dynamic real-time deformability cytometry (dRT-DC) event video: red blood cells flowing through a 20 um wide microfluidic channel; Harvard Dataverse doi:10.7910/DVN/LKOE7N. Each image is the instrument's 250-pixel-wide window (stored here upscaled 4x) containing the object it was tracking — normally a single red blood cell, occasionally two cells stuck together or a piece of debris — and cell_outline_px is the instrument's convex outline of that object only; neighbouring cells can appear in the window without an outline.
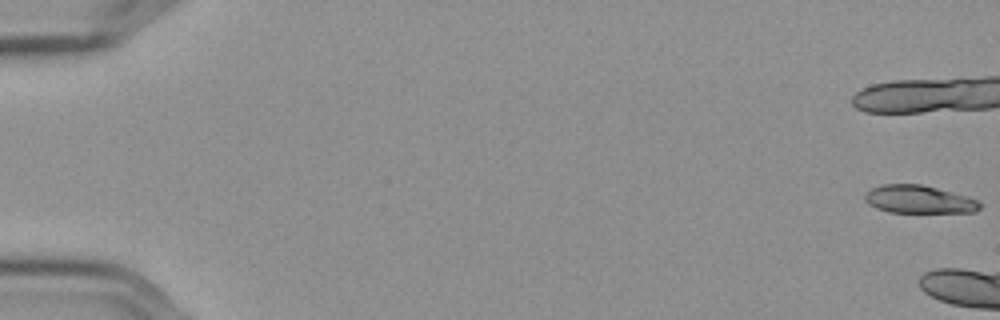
{"species": "Egyptian fruit bat (a non-hibernating species)", "species_latin": "Rousettus aegyptiacus", "temperature_condition": "cold", "stored_images_in_passage": 7, "camera_frame_rate_fps": 3000, "um_per_image_px": 0.085, "frame": {"image": 1, "passage_image": 1, "time_ms": 0.0, "image_size_px": [1000, 320], "cell_outline_px": [[980, 208], [976, 212], [888, 212], [864, 200], [864, 196], [872, 188], [884, 184], [920, 184], [936, 188], [964, 196], [976, 200], [980, 204]], "centroid_in_image_um": [78.1, 16.95], "position_along_channel_um": 6.9, "area_um2": 18.15}}